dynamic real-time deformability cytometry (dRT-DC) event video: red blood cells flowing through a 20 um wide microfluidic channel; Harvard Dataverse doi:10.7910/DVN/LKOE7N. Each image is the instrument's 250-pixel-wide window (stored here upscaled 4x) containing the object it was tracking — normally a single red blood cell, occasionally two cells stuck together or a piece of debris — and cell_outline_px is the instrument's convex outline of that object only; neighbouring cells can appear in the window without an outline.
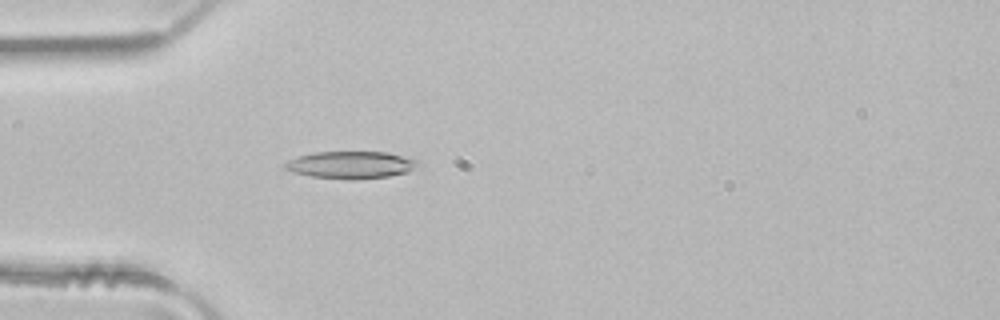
{"species": "common noctule bat (a hibernating species)", "species_latin": "Nyctalus noctula", "temperature_condition": "room temperature", "stored_images_in_passage": 2, "camera_frame_rate_fps": 3000, "um_per_image_px": 0.085, "animal": {"sex": "male", "body_mass_g": 21.5, "forearm_length_mm": 52.0}, "frame": {"image": 1, "passage_image": 2, "time_ms": 0.333, "image_size_px": [1000, 320], "cell_outline_px": [[420, 164], [408, 172], [388, 176], [356, 180], [348, 180], [312, 176], [292, 172], [280, 168], [288, 160], [296, 156], [312, 152], [388, 152], [420, 160]], "centroid_in_image_um": [29.8, 14.01], "position_along_channel_um": 55.2, "area_um2": 21.5}}